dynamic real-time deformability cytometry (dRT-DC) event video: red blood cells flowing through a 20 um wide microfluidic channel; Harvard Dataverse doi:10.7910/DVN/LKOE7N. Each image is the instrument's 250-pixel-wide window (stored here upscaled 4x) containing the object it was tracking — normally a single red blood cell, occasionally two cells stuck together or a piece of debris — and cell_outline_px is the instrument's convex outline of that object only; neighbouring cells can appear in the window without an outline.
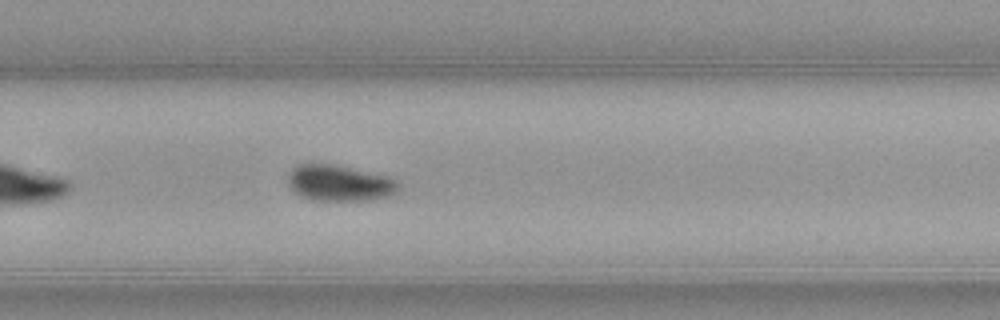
{"species": "common noctule bat (a hibernating species)", "species_latin": "Nyctalus noctula", "temperature_condition": "warm", "stored_images_in_passage": 28, "camera_frame_rate_fps": 3000, "um_per_image_px": 0.085, "animal": {"sex": "female", "body_mass_g": 21.9}, "frame": {"image": 1, "passage_image": 20, "time_ms": 6.333, "image_size_px": [1000, 320], "cell_outline_px": [[400, 188], [396, 192], [388, 196], [368, 200], [312, 200], [296, 192], [288, 184], [288, 172], [296, 164], [332, 164], [388, 176], [396, 180], [400, 184]], "centroid_in_image_um": [28.86, 15.55], "position_along_channel_um": 300.9, "area_um2": 23.06}}
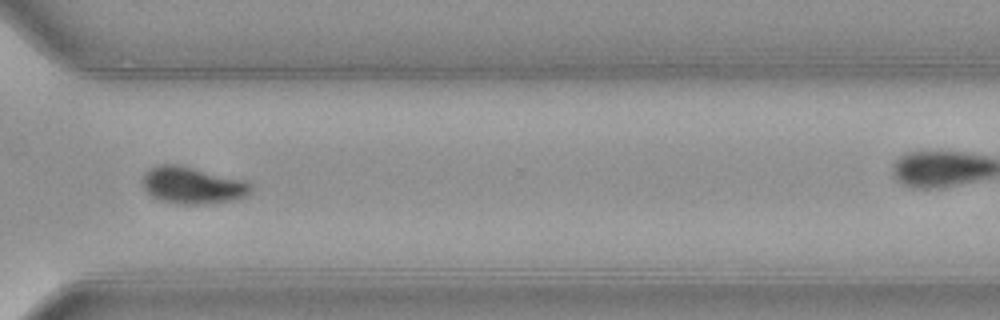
{"frame": {"image": 2, "passage_image": 24, "time_ms": 7.667, "image_size_px": [1000, 320], "cell_outline_px": [[252, 192], [248, 196], [236, 200], [204, 204], [176, 204], [160, 200], [152, 196], [144, 188], [144, 172], [148, 168], [160, 164], [176, 164], [248, 180], [252, 184]], "centroid_in_image_um": [16.43, 15.75], "position_along_channel_um": 354.2, "area_um2": 23.64}}